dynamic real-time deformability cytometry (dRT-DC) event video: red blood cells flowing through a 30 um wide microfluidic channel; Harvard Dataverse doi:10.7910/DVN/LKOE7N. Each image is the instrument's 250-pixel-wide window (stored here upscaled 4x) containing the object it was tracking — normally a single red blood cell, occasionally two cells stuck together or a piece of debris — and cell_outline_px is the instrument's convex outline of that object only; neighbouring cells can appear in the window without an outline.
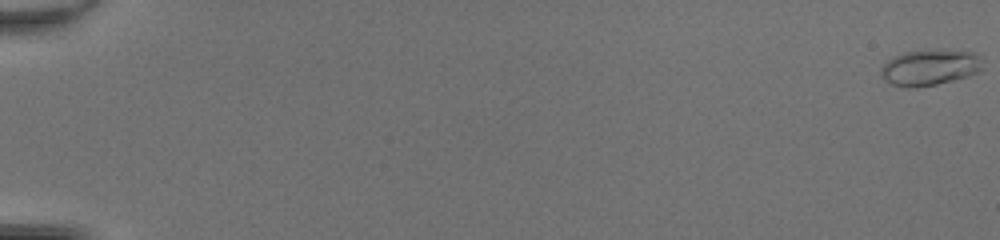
{"species": "common noctule bat (a hibernating species)", "species_latin": "Nyctalus noctula", "temperature_condition": "room temperature", "stored_images_in_passage": 51, "camera_frame_rate_fps": 3000, "um_per_image_px": 0.085, "animal": {"sex": "female", "body_mass_g": 20.0, "forearm_length_mm": 54.0}, "frame": {"image": 1, "passage_image": 1, "time_ms": 0.0, "image_size_px": [1000, 240], "cell_outline_px": [[980, 68], [976, 72], [968, 76], [936, 84], [916, 88], [908, 88], [892, 84], [884, 80], [880, 76], [880, 68], [888, 60], [904, 52], [936, 48], [972, 52], [980, 60]], "centroid_in_image_um": [78.96, 5.72], "position_along_channel_um": 6.0, "area_um2": 21.27}}
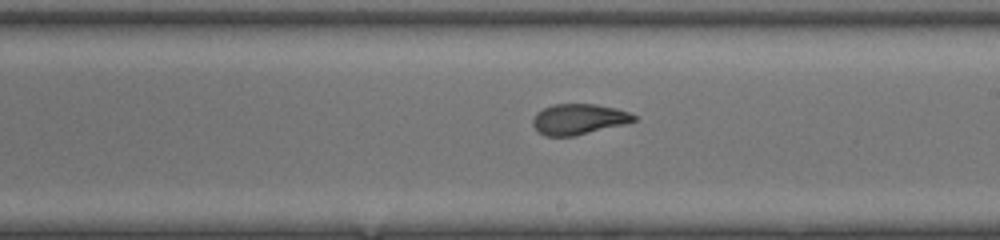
{"frame": {"image": 2, "passage_image": 32, "time_ms": 10.333, "image_size_px": [1000, 240], "cell_outline_px": [[636, 120], [624, 124], [572, 136], [544, 136], [532, 124], [532, 120], [536, 112], [552, 104], [596, 104], [616, 108], [628, 112], [636, 116]], "centroid_in_image_um": [49.16, 10.12], "position_along_channel_um": 239.8, "area_um2": 17.86}}
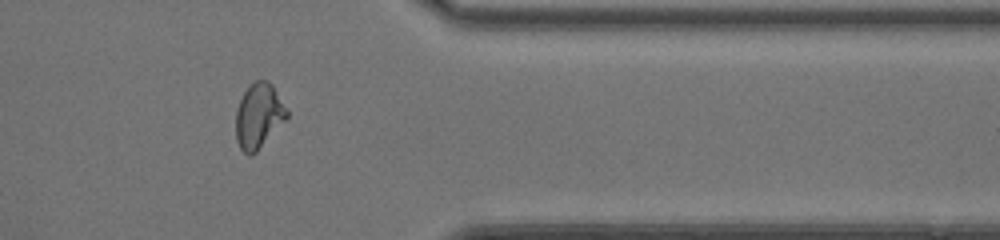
{"frame": {"image": 3, "passage_image": 43, "time_ms": 14.0, "image_size_px": [1000, 240], "cell_outline_px": [[288, 116], [256, 152], [252, 156], [248, 156], [240, 148], [236, 140], [236, 108], [244, 92], [256, 80], [268, 80], [272, 84], [288, 112]], "centroid_in_image_um": [21.96, 9.86], "position_along_channel_um": 389.4, "area_um2": 19.02}, "authors_computed_cell_mechanics": {"area_um2": 18.7272, "velocity_mm_per_s": 4.3433, "shape_relaxation_time_tau1_ms": 3.4671, "shape_relaxation_time_tau2_ms": 0.9722, "deformation_change_tau1": 0.1943, "deformation_change_tau2": 0.0644}}